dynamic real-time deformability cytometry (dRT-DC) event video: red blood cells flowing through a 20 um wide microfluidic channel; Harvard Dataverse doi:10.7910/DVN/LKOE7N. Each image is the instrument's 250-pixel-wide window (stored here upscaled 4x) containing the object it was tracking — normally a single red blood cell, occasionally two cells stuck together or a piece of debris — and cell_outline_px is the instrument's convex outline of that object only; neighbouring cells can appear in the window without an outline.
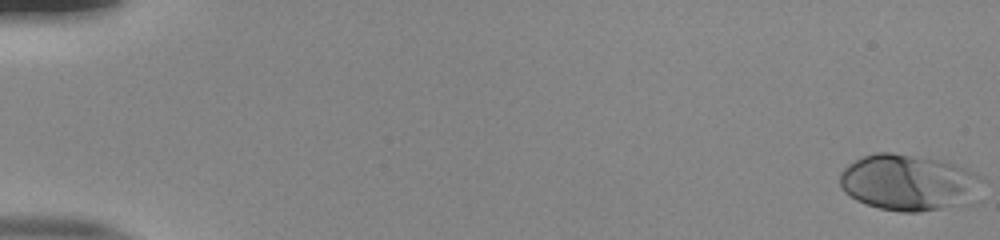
{"species": "human", "species_latin": "Homo sapiens", "temperature_condition": "room temperature", "stored_images_in_passage": 54, "camera_frame_rate_fps": 3000, "um_per_image_px": 0.085, "donor": {"sex": "male"}, "frame": {"image": 1, "passage_image": 1, "time_ms": 0.0, "image_size_px": [1000, 240], "cell_outline_px": [[984, 180], [980, 200], [976, 204], [920, 212], [900, 212], [880, 208], [856, 200], [844, 192], [840, 184], [840, 172], [848, 164], [864, 156], [876, 152], [892, 152], [944, 160], [968, 168], [976, 172]], "centroid_in_image_um": [77.38, 15.53], "position_along_channel_um": 7.6, "area_um2": 48.09}}
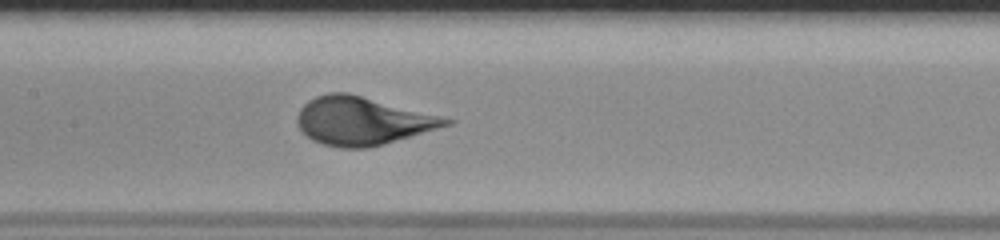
{"frame": {"image": 2, "passage_image": 28, "time_ms": 9.0, "image_size_px": [1000, 240], "cell_outline_px": [[456, 120], [452, 124], [384, 144], [368, 148], [340, 148], [324, 144], [312, 140], [296, 124], [296, 116], [300, 108], [308, 100], [316, 96], [328, 92], [348, 92]], "centroid_in_image_um": [30.77, 10.27], "position_along_channel_um": 176.6, "area_um2": 41.56}}
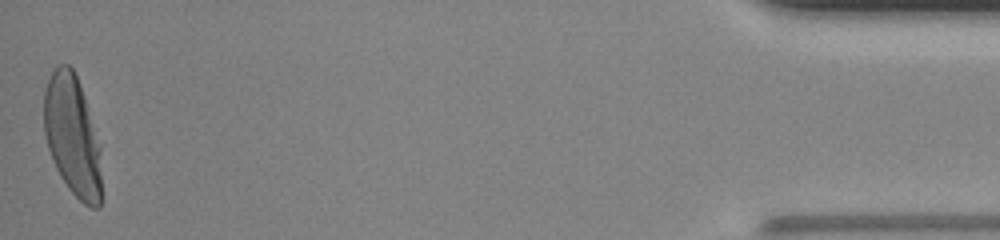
{"frame": {"image": 3, "passage_image": 54, "time_ms": 17.667, "image_size_px": [1000, 240], "cell_outline_px": [[100, 208], [92, 208], [84, 204], [68, 188], [60, 176], [52, 160], [48, 148], [44, 132], [44, 92], [48, 80], [56, 64], [68, 64], [72, 68], [80, 84], [84, 96], [100, 148]], "centroid_in_image_um": [6.13, 11.53], "position_along_channel_um": 429.1, "area_um2": 40.11}}